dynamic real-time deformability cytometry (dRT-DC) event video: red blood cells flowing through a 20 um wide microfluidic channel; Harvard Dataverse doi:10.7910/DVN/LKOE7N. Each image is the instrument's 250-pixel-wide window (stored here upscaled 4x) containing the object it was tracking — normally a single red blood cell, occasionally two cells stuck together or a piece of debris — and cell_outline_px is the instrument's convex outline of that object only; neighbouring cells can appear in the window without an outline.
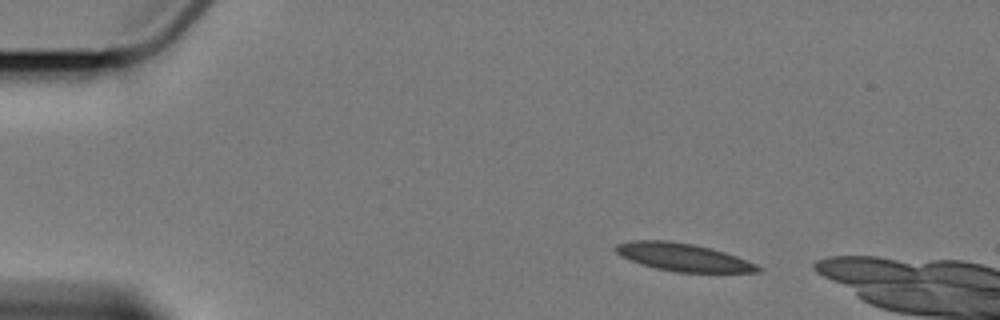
{"species": "Egyptian fruit bat (a non-hibernating species)", "species_latin": "Rousettus aegyptiacus", "temperature_condition": "cold", "stored_images_in_passage": 3, "camera_frame_rate_fps": 3000, "um_per_image_px": 0.085, "animal": {"sex": "female"}, "frame": {"image": 1, "passage_image": 1, "time_ms": 0.0, "image_size_px": [1000, 320], "cell_outline_px": [[764, 268], [760, 272], [676, 272], [656, 268], [640, 264], [620, 256], [612, 248], [616, 244], [636, 240], [668, 240], [692, 244], [712, 248], [736, 256], [756, 264]], "centroid_in_image_um": [58.04, 21.86], "position_along_channel_um": 27.0, "area_um2": 23.06}}